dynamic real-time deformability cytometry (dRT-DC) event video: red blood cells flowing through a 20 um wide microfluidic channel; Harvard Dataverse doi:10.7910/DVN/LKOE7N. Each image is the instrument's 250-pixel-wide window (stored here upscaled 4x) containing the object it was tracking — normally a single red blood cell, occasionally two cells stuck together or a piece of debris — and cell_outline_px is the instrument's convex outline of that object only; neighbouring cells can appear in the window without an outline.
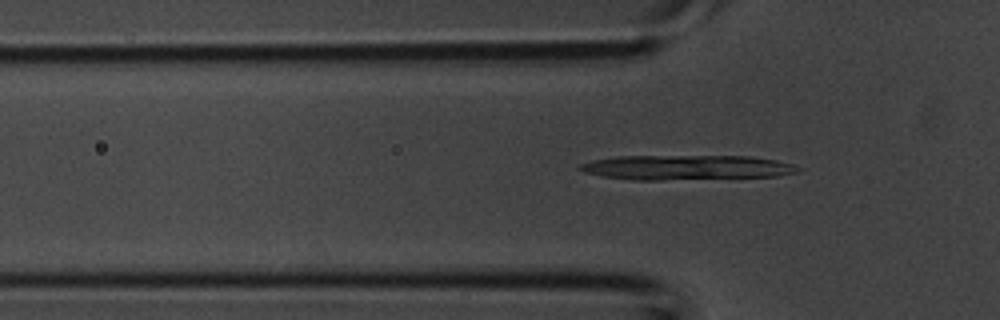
{"species": "common noctule bat (a hibernating species)", "species_latin": "Nyctalus noctula", "temperature_condition": "room temperature", "stored_images_in_passage": 5, "camera_frame_rate_fps": 3000, "um_per_image_px": 0.085, "animal": {"sex": "male", "body_mass_g": 20.1, "forearm_length_mm": 53.5}, "frame": {"image": 1, "passage_image": 5, "time_ms": 1.333, "image_size_px": [1000, 320], "cell_outline_px": [[800, 172], [776, 176], [660, 180], [632, 180], [604, 176], [584, 172], [576, 168], [580, 164], [592, 160], [616, 156], [748, 156], [776, 160], [792, 164], [800, 168]], "centroid_in_image_um": [58.32, 14.23], "position_along_channel_um": 67.5, "area_um2": 31.44}}